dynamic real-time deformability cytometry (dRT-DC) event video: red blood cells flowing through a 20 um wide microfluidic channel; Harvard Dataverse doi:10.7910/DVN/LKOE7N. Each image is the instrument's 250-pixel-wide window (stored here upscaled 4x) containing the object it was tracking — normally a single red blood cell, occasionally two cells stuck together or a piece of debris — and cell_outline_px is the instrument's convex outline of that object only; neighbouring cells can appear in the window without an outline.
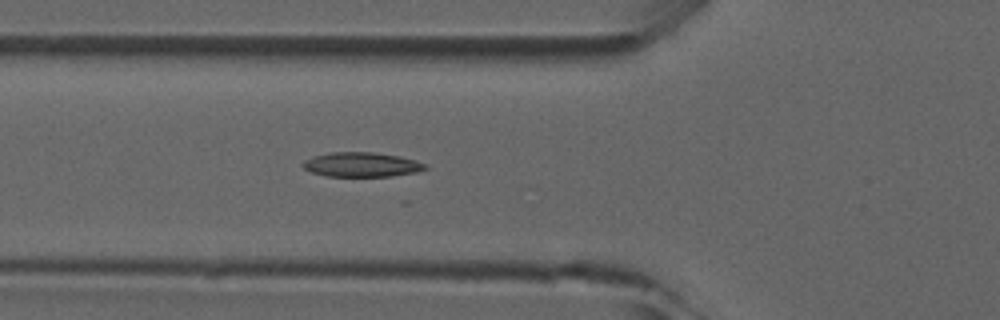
{"species": "common noctule bat (a hibernating species)", "species_latin": "Nyctalus noctula", "temperature_condition": "room temperature", "stored_images_in_passage": 26, "camera_frame_rate_fps": 3000, "um_per_image_px": 0.085, "animal": {"sex": "male", "forearm_length_mm": 52.5}, "frame": {"image": 1, "passage_image": 18, "time_ms": 5.667, "image_size_px": [1000, 320], "cell_outline_px": [[428, 168], [416, 172], [392, 176], [328, 176], [312, 172], [304, 168], [304, 160], [312, 156], [328, 152], [372, 152], [400, 156], [416, 160], [428, 164]], "centroid_in_image_um": [30.77, 13.98], "position_along_channel_um": 95.0, "area_um2": 17.51}}
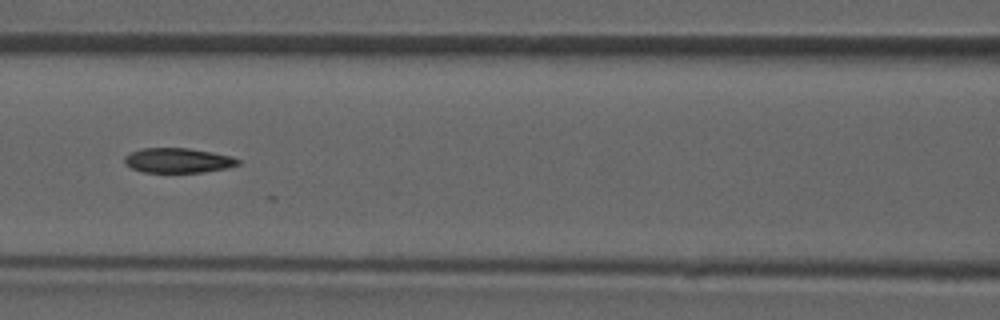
{"frame": {"image": 2, "passage_image": 22, "time_ms": 7.0, "image_size_px": [1000, 320], "cell_outline_px": [[240, 164], [228, 168], [204, 172], [144, 172], [132, 168], [124, 164], [124, 156], [132, 152], [144, 148], [188, 148], [212, 152], [232, 156], [240, 160]], "centroid_in_image_um": [15.15, 13.64], "position_along_channel_um": 151.4, "area_um2": 16.42}}